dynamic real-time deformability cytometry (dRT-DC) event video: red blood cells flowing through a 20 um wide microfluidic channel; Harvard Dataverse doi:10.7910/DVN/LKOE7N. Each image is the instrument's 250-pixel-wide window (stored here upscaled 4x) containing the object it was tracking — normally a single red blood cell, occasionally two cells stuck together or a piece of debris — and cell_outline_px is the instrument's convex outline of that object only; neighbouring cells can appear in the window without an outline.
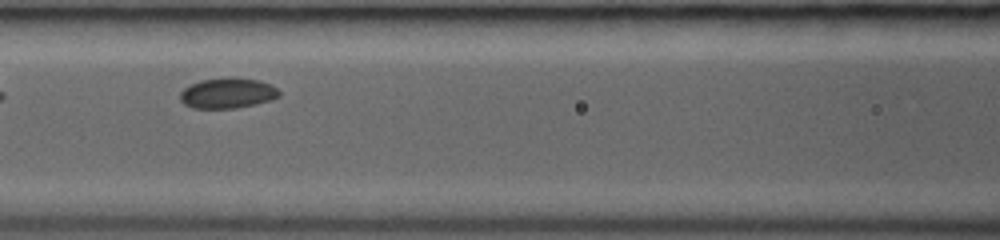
{"species": "common noctule bat (a hibernating species)", "species_latin": "Nyctalus noctula", "temperature_condition": "room temperature", "stored_images_in_passage": 28, "camera_frame_rate_fps": 3000, "um_per_image_px": 0.085, "animal": {"sex": "female", "body_mass_g": 19.0, "forearm_length_mm": 53.3}, "frame": {"image": 1, "passage_image": 14, "time_ms": 1.667, "image_size_px": [1000, 240], "cell_outline_px": [[280, 96], [272, 100], [236, 108], [192, 108], [184, 104], [180, 100], [180, 92], [184, 88], [200, 80], [228, 76], [232, 76], [260, 80], [272, 84], [280, 92]], "centroid_in_image_um": [19.36, 7.89], "position_along_channel_um": 147.2, "area_um2": 17.86}}